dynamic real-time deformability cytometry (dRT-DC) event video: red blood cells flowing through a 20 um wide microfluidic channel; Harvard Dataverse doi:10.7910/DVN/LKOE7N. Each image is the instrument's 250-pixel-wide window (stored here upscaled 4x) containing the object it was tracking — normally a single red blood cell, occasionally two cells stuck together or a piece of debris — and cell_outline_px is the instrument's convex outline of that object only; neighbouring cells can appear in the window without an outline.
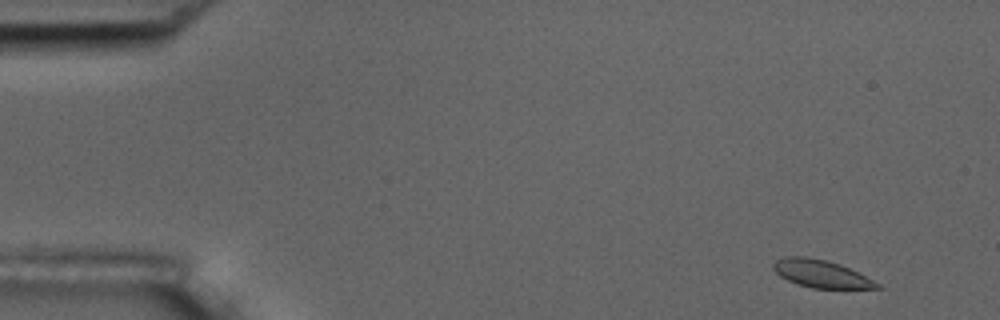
{"species": "common noctule bat (a hibernating species)", "species_latin": "Nyctalus noctula", "temperature_condition": "room temperature", "stored_images_in_passage": 5, "camera_frame_rate_fps": 3000, "um_per_image_px": 0.085, "animal": {"sex": "male", "body_mass_g": 17.5, "forearm_length_mm": 52.3}, "frame": {"image": 1, "passage_image": 1, "time_ms": 0.0, "image_size_px": [1000, 320], "cell_outline_px": [[884, 288], [812, 288], [796, 284], [780, 276], [772, 268], [772, 264], [776, 260], [784, 256], [804, 256], [824, 260], [840, 264], [880, 284]], "centroid_in_image_um": [69.73, 23.27], "position_along_channel_um": 15.3, "area_um2": 16.47}}
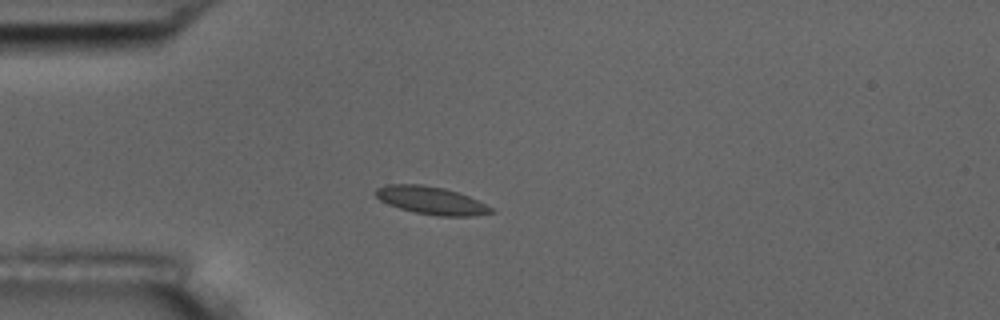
{"frame": {"image": 2, "passage_image": 4, "time_ms": 3.667, "image_size_px": [1000, 320], "cell_outline_px": [[496, 212], [476, 216], [436, 216], [416, 212], [400, 208], [388, 204], [380, 200], [372, 192], [376, 188], [384, 184], [424, 184], [444, 188], [468, 196], [492, 208]], "centroid_in_image_um": [36.61, 17.03], "position_along_channel_um": 48.4, "area_um2": 18.73}}